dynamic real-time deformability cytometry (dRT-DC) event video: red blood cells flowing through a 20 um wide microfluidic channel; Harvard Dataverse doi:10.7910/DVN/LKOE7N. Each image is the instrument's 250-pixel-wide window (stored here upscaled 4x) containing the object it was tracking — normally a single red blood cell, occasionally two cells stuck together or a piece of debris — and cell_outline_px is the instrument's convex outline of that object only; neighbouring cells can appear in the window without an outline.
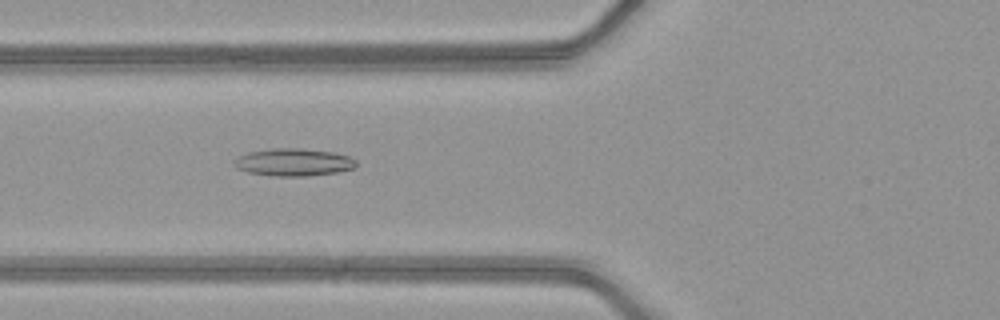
{"species": "common noctule bat (a hibernating species)", "species_latin": "Nyctalus noctula", "temperature_condition": "warm", "stored_images_in_passage": 44, "camera_frame_rate_fps": 3000, "um_per_image_px": 0.085, "animal": {"sex": "female", "body_mass_g": 21.9}, "frame": {"image": 1, "passage_image": 14, "time_ms": 4.333, "image_size_px": [1000, 320], "cell_outline_px": [[356, 164], [352, 168], [336, 172], [308, 176], [272, 176], [248, 172], [236, 168], [232, 164], [232, 160], [248, 152], [272, 148], [304, 148], [332, 152], [348, 156], [356, 160]], "centroid_in_image_um": [24.9, 13.78], "position_along_channel_um": 100.9, "area_um2": 19.59}}
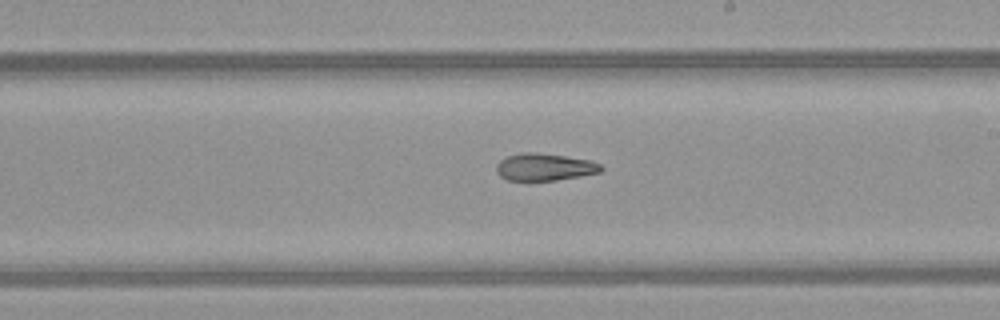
{"frame": {"image": 2, "passage_image": 24, "time_ms": 7.667, "image_size_px": [1000, 320], "cell_outline_px": [[604, 168], [600, 172], [580, 176], [556, 180], [508, 180], [500, 176], [496, 172], [496, 164], [500, 160], [508, 156], [520, 152], [536, 152], [592, 160], [600, 164]], "centroid_in_image_um": [46.28, 14.19], "position_along_channel_um": 242.7, "area_um2": 16.65}}
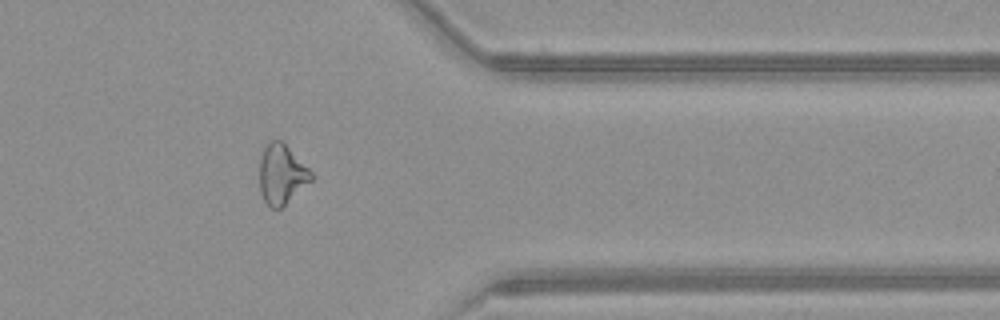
{"frame": {"image": 3, "passage_image": 35, "time_ms": 11.333, "image_size_px": [1000, 320], "cell_outline_px": [[312, 180], [280, 208], [272, 208], [264, 200], [260, 192], [260, 156], [268, 140], [280, 140], [312, 172]], "centroid_in_image_um": [23.91, 14.8], "position_along_channel_um": 387.5, "area_um2": 17.57}, "authors_computed_cell_mechanics": {"area_um2": 18.8139, "velocity_mm_per_s": 4.2372, "shape_relaxation_time_tau1_ms": null, "shape_relaxation_time_tau2_ms": 6.3385, "deformation_change_tau1": null, "deformation_change_tau2": 0.1823}}